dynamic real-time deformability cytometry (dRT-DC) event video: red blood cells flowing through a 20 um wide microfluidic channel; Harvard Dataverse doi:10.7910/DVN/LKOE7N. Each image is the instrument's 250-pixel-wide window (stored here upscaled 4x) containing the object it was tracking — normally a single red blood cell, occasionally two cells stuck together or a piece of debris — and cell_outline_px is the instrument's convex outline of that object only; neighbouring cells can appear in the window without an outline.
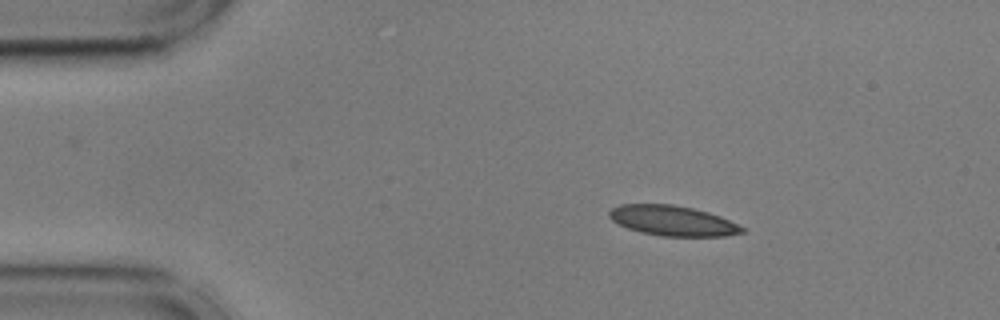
{"species": "common noctule bat (a hibernating species)", "species_latin": "Nyctalus noctula", "temperature_condition": "cold", "stored_images_in_passage": 38, "camera_frame_rate_fps": 3000, "um_per_image_px": 0.085, "animal": {"sex": "male", "body_mass_g": 17.9, "forearm_length_mm": 54.2}, "frame": {"image": 1, "passage_image": 1, "time_ms": 0.0, "image_size_px": [1000, 320], "cell_outline_px": [[744, 232], [724, 236], [660, 236], [640, 232], [628, 228], [612, 220], [608, 216], [608, 212], [612, 208], [620, 204], [672, 204], [692, 208], [708, 212], [720, 216], [744, 228]], "centroid_in_image_um": [57.14, 18.76], "position_along_channel_um": 27.9, "area_um2": 23.18}}
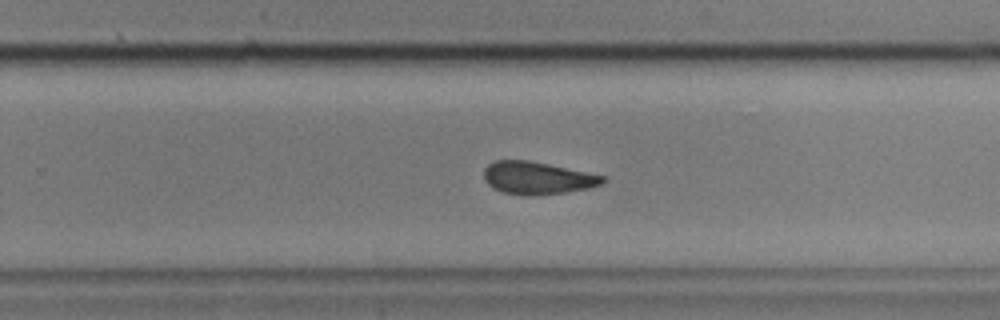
{"frame": {"image": 2, "passage_image": 27, "time_ms": 8.667, "image_size_px": [1000, 320], "cell_outline_px": [[604, 180], [600, 184], [588, 188], [564, 192], [532, 196], [524, 196], [504, 192], [492, 188], [484, 180], [484, 168], [488, 164], [496, 160], [528, 160], [548, 164], [604, 176]], "centroid_in_image_um": [45.6, 15.13], "position_along_channel_um": 284.2, "area_um2": 22.31}}
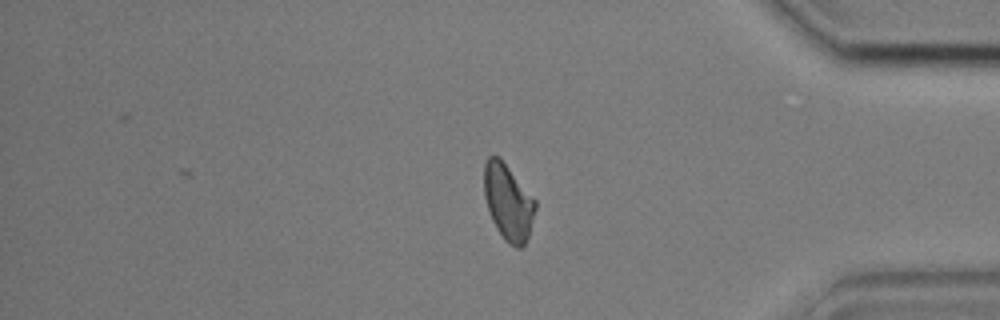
{"frame": {"image": 3, "passage_image": 38, "time_ms": 12.333, "image_size_px": [1000, 320], "cell_outline_px": [[536, 208], [528, 236], [524, 244], [520, 248], [516, 248], [508, 244], [504, 240], [496, 228], [492, 220], [484, 196], [484, 164], [488, 156], [500, 156], [536, 200]], "centroid_in_image_um": [43.19, 17.16], "position_along_channel_um": 392.0, "area_um2": 22.83}, "authors_computed_cell_mechanics": {"area_um2": 23.4668, "velocity_mm_per_s": 3.6013, "shape_relaxation_time_tau1_ms": 5.8911, "shape_relaxation_time_tau2_ms": 2.5245, "deformation_change_tau1": 0.1331, "deformation_change_tau2": 0.0813}}